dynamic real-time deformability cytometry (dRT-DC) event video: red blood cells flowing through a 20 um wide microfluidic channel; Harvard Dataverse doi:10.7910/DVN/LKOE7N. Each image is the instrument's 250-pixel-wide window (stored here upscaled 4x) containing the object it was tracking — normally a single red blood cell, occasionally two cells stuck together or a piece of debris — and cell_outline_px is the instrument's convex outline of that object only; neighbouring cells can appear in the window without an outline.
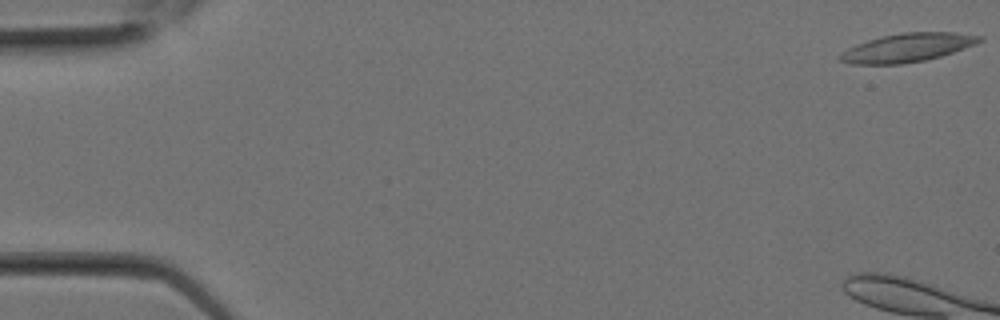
{"species": "Egyptian fruit bat (a non-hibernating species)", "species_latin": "Rousettus aegyptiacus", "temperature_condition": "room temperature", "stored_images_in_passage": 5, "camera_frame_rate_fps": 3000, "um_per_image_px": 0.085, "animal": {"sex": "female"}, "frame": {"image": 1, "passage_image": 1, "time_ms": 0.0, "image_size_px": [1000, 320], "cell_outline_px": [[984, 40], [976, 44], [940, 56], [924, 60], [900, 64], [852, 64], [836, 60], [836, 56], [840, 52], [856, 44], [868, 40], [884, 36], [904, 32], [956, 32], [984, 36]], "centroid_in_image_um": [77.1, 4.05], "position_along_channel_um": 7.9, "area_um2": 23.29}}